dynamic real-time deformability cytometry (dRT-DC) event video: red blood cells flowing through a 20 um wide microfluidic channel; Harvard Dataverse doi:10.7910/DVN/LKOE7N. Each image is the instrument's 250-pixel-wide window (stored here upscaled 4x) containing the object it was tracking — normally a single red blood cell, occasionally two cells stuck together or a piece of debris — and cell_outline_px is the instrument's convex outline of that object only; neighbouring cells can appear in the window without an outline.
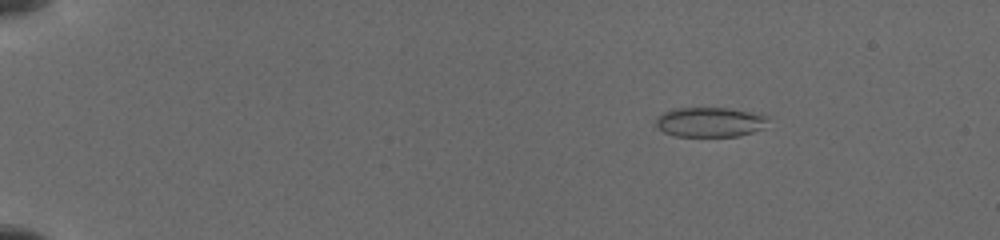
{"species": "common noctule bat (a hibernating species)", "species_latin": "Nyctalus noctula", "temperature_condition": "cold", "stored_images_in_passage": 12, "camera_frame_rate_fps": 3000, "um_per_image_px": 0.085, "animal": {"sex": "female", "body_mass_g": 19.5, "forearm_length_mm": 54.1}, "frame": {"image": 1, "passage_image": 6, "time_ms": 2.0, "image_size_px": [1000, 240], "cell_outline_px": [[768, 116], [764, 128], [740, 136], [676, 136], [664, 132], [656, 124], [656, 116], [672, 108], [732, 108]], "centroid_in_image_um": [60.33, 10.37], "position_along_channel_um": 24.7, "area_um2": 19.42}}
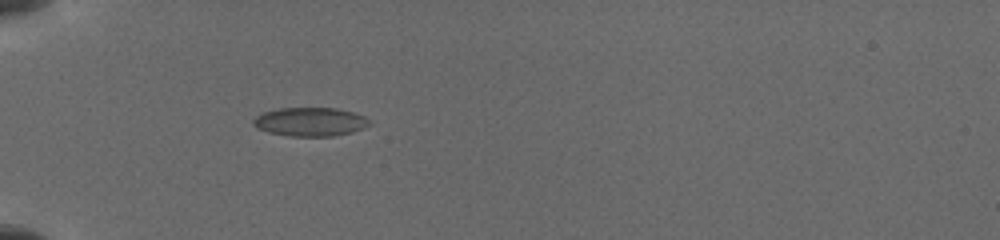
{"frame": {"image": 2, "passage_image": 12, "time_ms": 5.333, "image_size_px": [1000, 240], "cell_outline_px": [[372, 124], [352, 132], [332, 136], [288, 136], [268, 132], [256, 128], [252, 124], [252, 120], [260, 112], [280, 108], [336, 108], [352, 112], [364, 116]], "centroid_in_image_um": [26.31, 10.35], "position_along_channel_um": 58.7, "area_um2": 19.54}}